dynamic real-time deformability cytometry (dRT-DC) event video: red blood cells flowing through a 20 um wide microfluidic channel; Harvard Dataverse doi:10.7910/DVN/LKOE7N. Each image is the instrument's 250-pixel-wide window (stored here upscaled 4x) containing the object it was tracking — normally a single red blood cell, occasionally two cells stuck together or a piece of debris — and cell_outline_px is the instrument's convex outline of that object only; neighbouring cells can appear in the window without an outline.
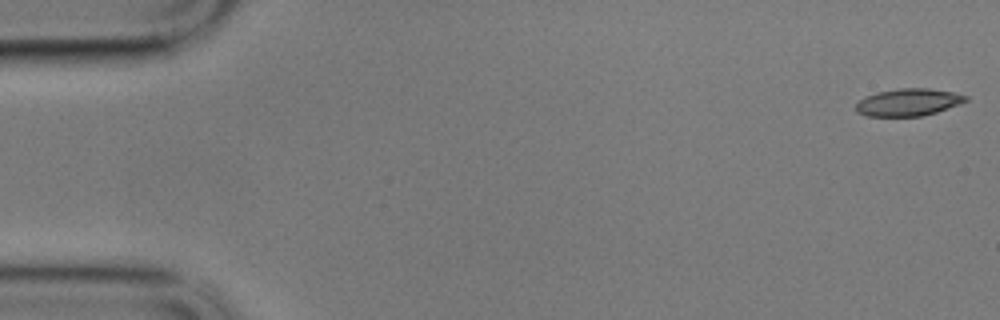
{"species": "common noctule bat (a hibernating species)", "species_latin": "Nyctalus noctula", "temperature_condition": "cold", "stored_images_in_passage": 18, "camera_frame_rate_fps": 3000, "um_per_image_px": 0.085, "animal": {"sex": "male", "body_mass_g": 17.9}, "frame": {"image": 1, "passage_image": 1, "time_ms": 0.0, "image_size_px": [1000, 320], "cell_outline_px": [[968, 100], [960, 104], [936, 112], [920, 116], [864, 116], [856, 112], [856, 104], [860, 100], [876, 92], [900, 88], [928, 88], [952, 92], [968, 96]], "centroid_in_image_um": [77.2, 8.69], "position_along_channel_um": 7.8, "area_um2": 17.4}}
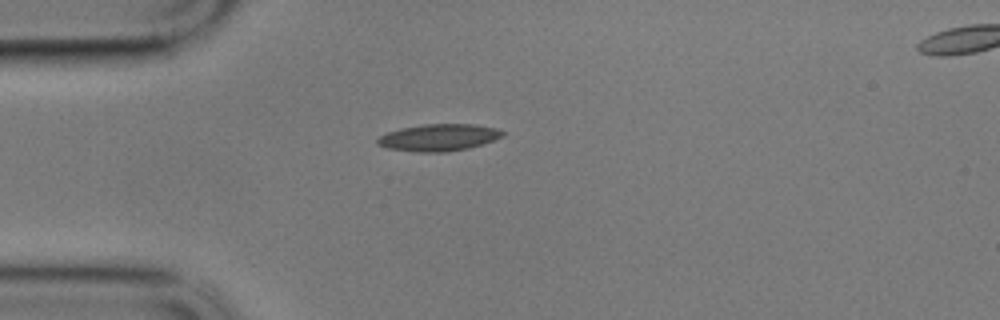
{"frame": {"image": 2, "passage_image": 15, "time_ms": 4.667, "image_size_px": [1000, 320], "cell_outline_px": [[508, 132], [504, 136], [468, 148], [448, 152], [416, 152], [388, 148], [376, 144], [376, 140], [380, 136], [388, 132], [400, 128], [424, 124], [476, 124], [496, 128]], "centroid_in_image_um": [37.3, 11.68], "position_along_channel_um": 47.7, "area_um2": 19.71}}